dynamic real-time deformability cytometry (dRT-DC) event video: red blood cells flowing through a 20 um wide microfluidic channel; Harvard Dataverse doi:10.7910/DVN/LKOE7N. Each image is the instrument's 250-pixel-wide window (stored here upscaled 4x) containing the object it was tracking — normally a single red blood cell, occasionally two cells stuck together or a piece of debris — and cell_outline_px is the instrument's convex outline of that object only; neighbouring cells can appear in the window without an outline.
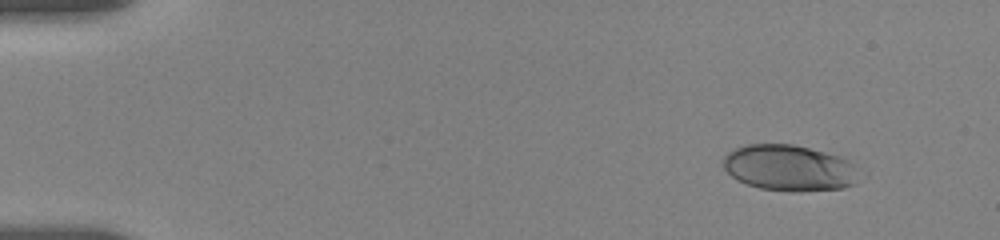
{"species": "human", "species_latin": "Homo sapiens", "temperature_condition": "room temperature", "stored_images_in_passage": 12, "camera_frame_rate_fps": 3000, "um_per_image_px": 0.085, "donor": {"sex": "female"}, "frame": {"image": 1, "passage_image": 1, "time_ms": 0.0, "image_size_px": [1000, 240], "cell_outline_px": [[860, 180], [856, 184], [844, 188], [760, 188], [736, 180], [724, 168], [724, 156], [732, 148], [744, 144], [792, 144], [840, 156], [848, 160], [852, 164]], "centroid_in_image_um": [67.04, 14.21], "position_along_channel_um": 18.0, "area_um2": 35.32}}
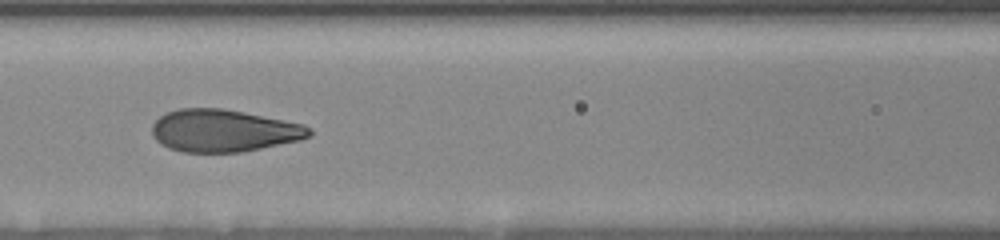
{"frame": {"image": 2, "passage_image": 7, "time_ms": 6.667, "image_size_px": [1000, 240], "cell_outline_px": [[312, 136], [300, 140], [240, 152], [184, 152], [168, 148], [160, 144], [152, 136], [152, 124], [160, 116], [168, 112], [180, 108], [220, 108], [244, 112], [304, 124], [312, 128]], "centroid_in_image_um": [19.01, 11.11], "position_along_channel_um": 147.6, "area_um2": 38.84}}
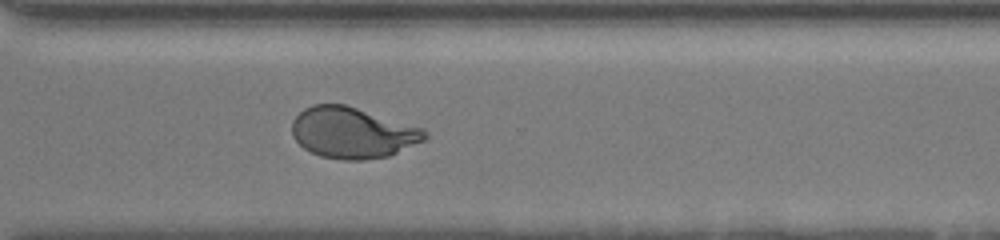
{"frame": {"image": 3, "passage_image": 12, "time_ms": 12.0, "image_size_px": [1000, 240], "cell_outline_px": [[428, 136], [424, 140], [388, 156], [364, 160], [344, 160], [320, 156], [304, 148], [292, 136], [292, 120], [304, 108], [312, 104], [344, 104], [424, 128], [428, 132]], "centroid_in_image_um": [29.96, 11.28], "position_along_channel_um": 340.6, "area_um2": 39.42}}